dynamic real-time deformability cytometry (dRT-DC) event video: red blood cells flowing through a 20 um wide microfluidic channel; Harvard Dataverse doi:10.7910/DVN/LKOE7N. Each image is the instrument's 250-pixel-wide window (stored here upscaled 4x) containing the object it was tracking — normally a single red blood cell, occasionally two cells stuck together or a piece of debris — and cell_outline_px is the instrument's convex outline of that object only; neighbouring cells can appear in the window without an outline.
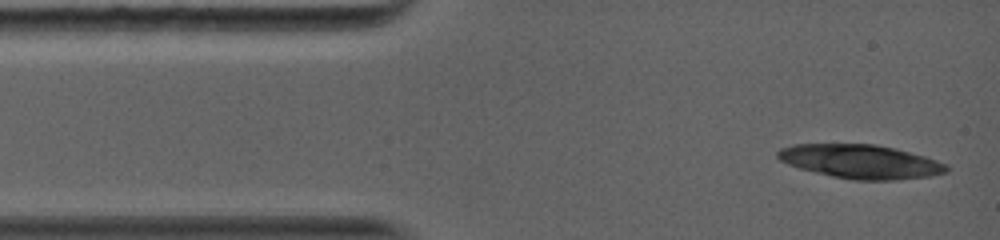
{"species": "common noctule bat (a hibernating species)", "species_latin": "Nyctalus noctula", "temperature_condition": "warm", "stored_images_in_passage": 1, "camera_frame_rate_fps": 5000, "um_per_image_px": 0.085, "animal": {"sex": "female", "body_mass_g": 19.0, "forearm_length_mm": 56.7}, "frame": {"image": 1, "passage_image": 1, "time_ms": 0.0, "image_size_px": [1000, 240], "cell_outline_px": [[948, 172], [932, 176], [892, 180], [852, 180], [832, 176], [800, 168], [788, 164], [780, 160], [776, 156], [776, 152], [780, 148], [792, 144], [876, 144], [896, 148], [924, 156], [948, 164]], "centroid_in_image_um": [73.16, 13.73], "position_along_channel_um": 11.8, "area_um2": 33.41}}